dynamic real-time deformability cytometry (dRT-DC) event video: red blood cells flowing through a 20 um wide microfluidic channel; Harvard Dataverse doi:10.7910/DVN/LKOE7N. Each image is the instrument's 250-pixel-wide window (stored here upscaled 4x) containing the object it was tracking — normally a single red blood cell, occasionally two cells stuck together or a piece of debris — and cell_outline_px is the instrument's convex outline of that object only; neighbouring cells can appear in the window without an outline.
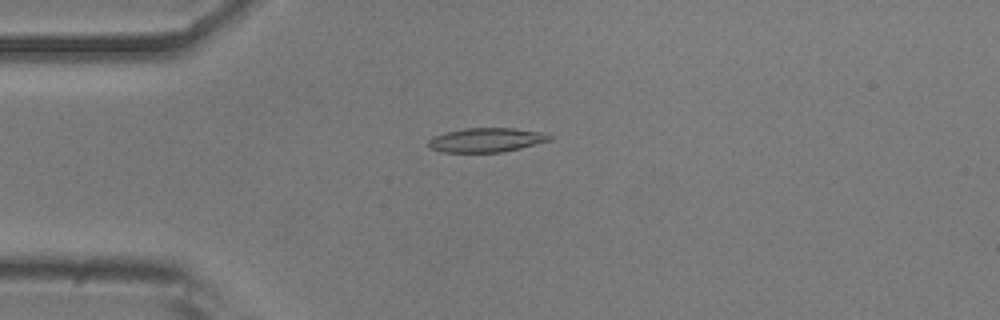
{"species": "common noctule bat (a hibernating species)", "species_latin": "Nyctalus noctula", "temperature_condition": "room temperature", "stored_images_in_passage": 49, "camera_frame_rate_fps": 3000, "um_per_image_px": 0.085, "animal": {"sex": "male", "body_mass_g": 20.5, "forearm_length_mm": 52.5}, "frame": {"image": 1, "passage_image": 9, "time_ms": 2.667, "image_size_px": [1000, 320], "cell_outline_px": [[552, 140], [520, 148], [500, 152], [444, 152], [428, 148], [428, 140], [432, 136], [444, 132], [464, 128], [512, 128], [540, 132], [552, 136]], "centroid_in_image_um": [41.29, 11.89], "position_along_channel_um": 43.7, "area_um2": 17.11}}
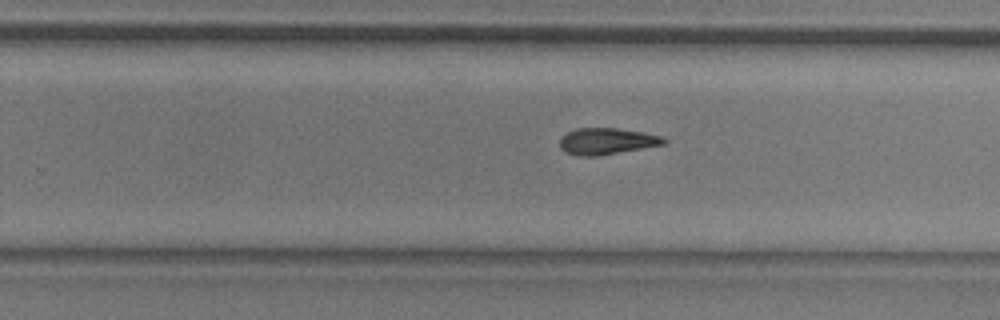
{"frame": {"image": 2, "passage_image": 29, "time_ms": 9.333, "image_size_px": [1000, 320], "cell_outline_px": [[668, 140], [664, 144], [596, 156], [576, 156], [564, 152], [560, 148], [560, 136], [576, 128], [616, 128], [644, 132], [660, 136]], "centroid_in_image_um": [51.52, 12.0], "position_along_channel_um": 278.3, "area_um2": 16.01}}
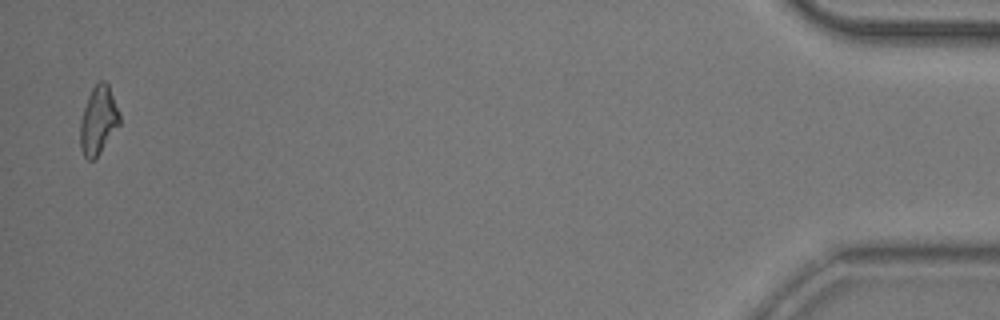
{"frame": {"image": 3, "passage_image": 48, "time_ms": 15.667, "image_size_px": [1000, 320], "cell_outline_px": [[120, 124], [100, 152], [92, 160], [88, 160], [84, 156], [80, 148], [80, 120], [88, 96], [92, 88], [100, 80], [104, 80], [108, 84], [120, 112]], "centroid_in_image_um": [8.36, 10.21], "position_along_channel_um": 426.8, "area_um2": 15.61}, "authors_computed_cell_mechanics": {"area_um2": 16.1262, "velocity_mm_per_s": 3.7877, "shape_relaxation_time_tau1_ms": 6.6923, "shape_relaxation_time_tau2_ms": 8.0015, "deformation_change_tau1": 0.1618, "deformation_change_tau2": 0.1885}}